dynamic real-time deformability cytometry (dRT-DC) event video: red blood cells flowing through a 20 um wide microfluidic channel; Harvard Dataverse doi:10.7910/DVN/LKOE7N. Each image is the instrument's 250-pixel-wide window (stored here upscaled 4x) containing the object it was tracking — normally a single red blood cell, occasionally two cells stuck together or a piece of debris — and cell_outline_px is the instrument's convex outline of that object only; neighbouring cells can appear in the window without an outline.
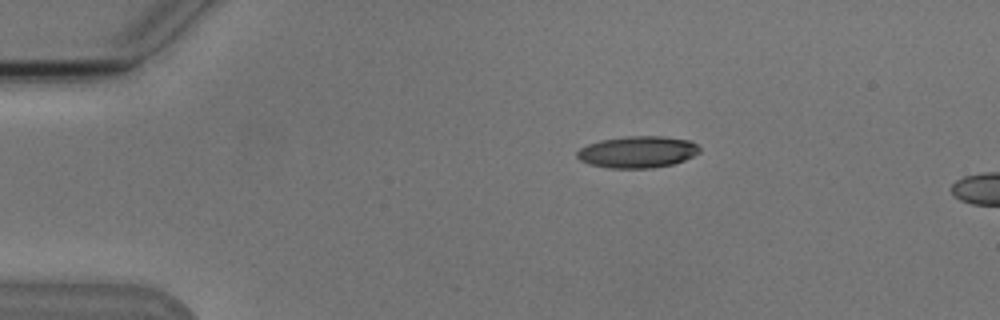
{"species": "Egyptian fruit bat (a non-hibernating species)", "species_latin": "Rousettus aegyptiacus", "temperature_condition": "cold", "stored_images_in_passage": 3, "camera_frame_rate_fps": 3000, "um_per_image_px": 0.085, "animal": {"sex": "male"}, "frame": {"image": 1, "passage_image": 1, "time_ms": 0.0, "image_size_px": [1000, 320], "cell_outline_px": [[700, 152], [684, 160], [672, 164], [652, 168], [608, 168], [588, 164], [580, 160], [576, 156], [576, 152], [580, 148], [588, 144], [600, 140], [624, 136], [664, 136], [688, 140], [696, 144], [700, 148]], "centroid_in_image_um": [54.16, 12.91], "position_along_channel_um": 30.8, "area_um2": 22.72}}